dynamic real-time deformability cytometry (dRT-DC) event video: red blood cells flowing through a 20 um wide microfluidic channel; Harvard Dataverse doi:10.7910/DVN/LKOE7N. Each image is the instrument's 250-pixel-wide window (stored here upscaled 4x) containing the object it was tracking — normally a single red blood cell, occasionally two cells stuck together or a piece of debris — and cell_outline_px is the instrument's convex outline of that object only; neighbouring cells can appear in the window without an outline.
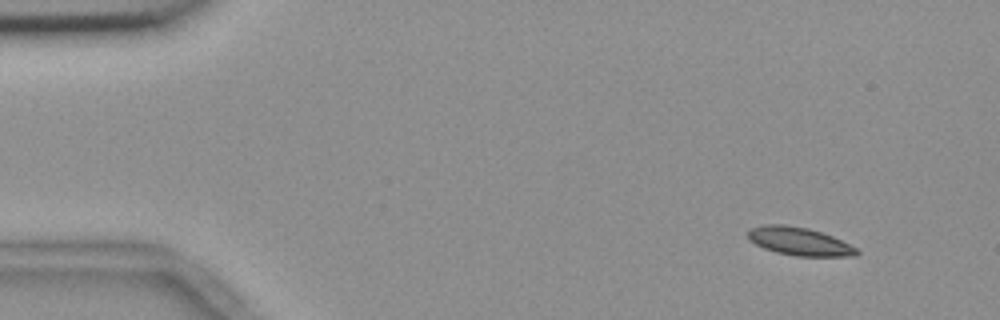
{"species": "common noctule bat (a hibernating species)", "species_latin": "Nyctalus noctula", "temperature_condition": "room temperature", "stored_images_in_passage": 51, "camera_frame_rate_fps": 3000, "um_per_image_px": 0.085, "animal": {"sex": "female", "body_mass_g": 18.4}, "frame": {"image": 1, "passage_image": 1, "time_ms": 0.0, "image_size_px": [1000, 320], "cell_outline_px": [[860, 252], [856, 256], [796, 256], [776, 252], [764, 248], [748, 240], [748, 228], [764, 224], [784, 224], [808, 228], [832, 236], [860, 248]], "centroid_in_image_um": [67.96, 20.51], "position_along_channel_um": 17.0, "area_um2": 18.03}}
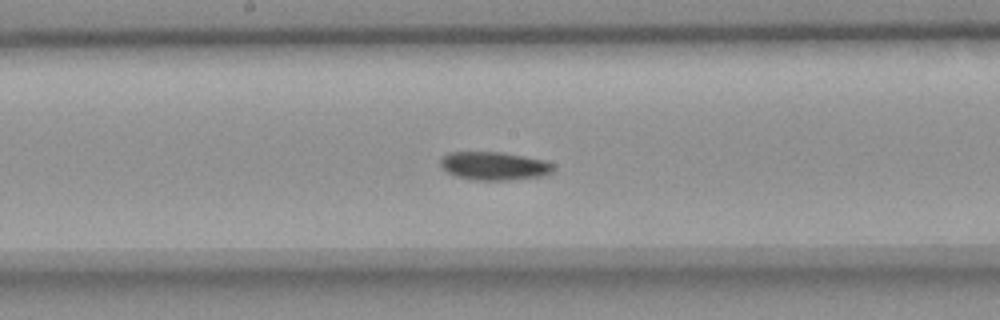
{"frame": {"image": 2, "passage_image": 25, "time_ms": 8.0, "image_size_px": [1000, 320], "cell_outline_px": [[556, 168], [552, 172], [544, 176], [508, 180], [468, 180], [456, 176], [440, 168], [440, 160], [448, 152], [500, 152], [524, 156], [544, 160], [552, 164]], "centroid_in_image_um": [41.99, 14.11], "position_along_channel_um": 206.2, "area_um2": 18.79}}
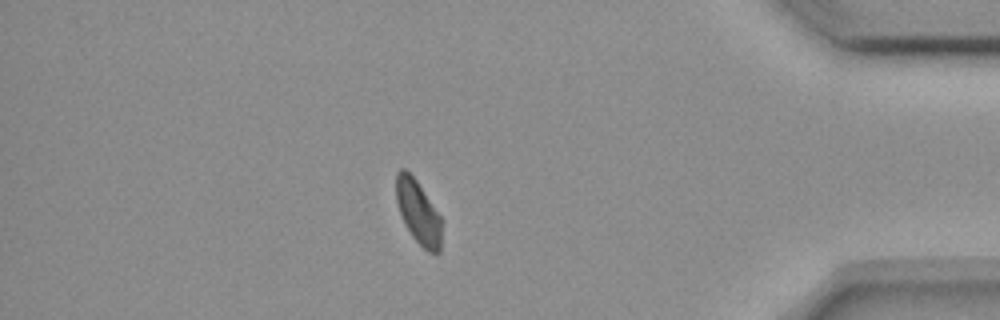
{"frame": {"image": 3, "passage_image": 44, "time_ms": 14.333, "image_size_px": [1000, 320], "cell_outline_px": [[440, 252], [428, 252], [412, 236], [404, 224], [396, 200], [396, 172], [400, 168], [404, 168], [416, 180], [440, 216]], "centroid_in_image_um": [35.51, 18.01], "position_along_channel_um": 399.7, "area_um2": 16.42}, "authors_computed_cell_mechanics": {"area_um2": 18.1492, "velocity_mm_per_s": 3.6412, "shape_relaxation_time_tau1_ms": null, "shape_relaxation_time_tau2_ms": 11.3235, "deformation_change_tau1": null, "deformation_change_tau2": 0.129}}